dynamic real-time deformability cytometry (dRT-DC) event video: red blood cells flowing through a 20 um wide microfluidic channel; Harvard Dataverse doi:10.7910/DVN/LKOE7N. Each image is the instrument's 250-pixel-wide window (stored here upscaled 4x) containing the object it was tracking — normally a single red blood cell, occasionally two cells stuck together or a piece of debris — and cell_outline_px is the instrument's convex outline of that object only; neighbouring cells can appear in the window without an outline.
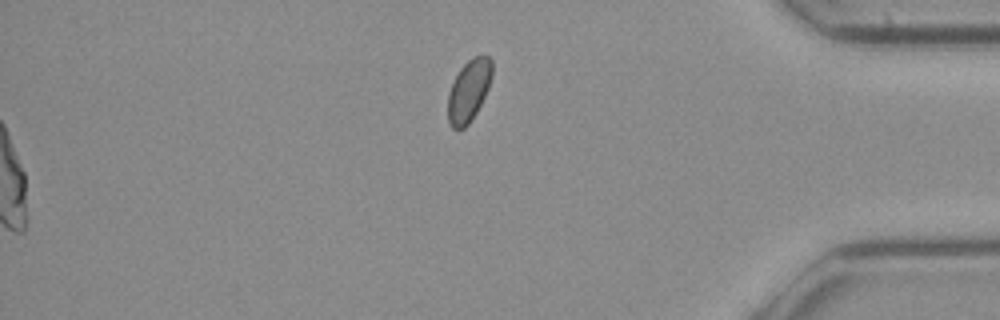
{"species": "common noctule bat (a hibernating species)", "species_latin": "Nyctalus noctula", "temperature_condition": "cold", "stored_images_in_passage": 49, "segment_of_instrument_passage": [2, 2], "camera_frame_rate_fps": 3000, "um_per_image_px": 0.085, "animal": {"sex": "female", "body_mass_g": 21.9}, "frame": {"image": 1, "passage_image": 49, "time_ms": 16.0, "image_size_px": [1000, 320], "cell_outline_px": [[492, 76], [488, 88], [476, 112], [468, 124], [464, 128], [456, 132], [448, 124], [448, 92], [460, 68], [472, 56], [488, 56], [492, 60]], "centroid_in_image_um": [39.83, 7.73], "position_along_channel_um": 395.4, "area_um2": 15.95}}